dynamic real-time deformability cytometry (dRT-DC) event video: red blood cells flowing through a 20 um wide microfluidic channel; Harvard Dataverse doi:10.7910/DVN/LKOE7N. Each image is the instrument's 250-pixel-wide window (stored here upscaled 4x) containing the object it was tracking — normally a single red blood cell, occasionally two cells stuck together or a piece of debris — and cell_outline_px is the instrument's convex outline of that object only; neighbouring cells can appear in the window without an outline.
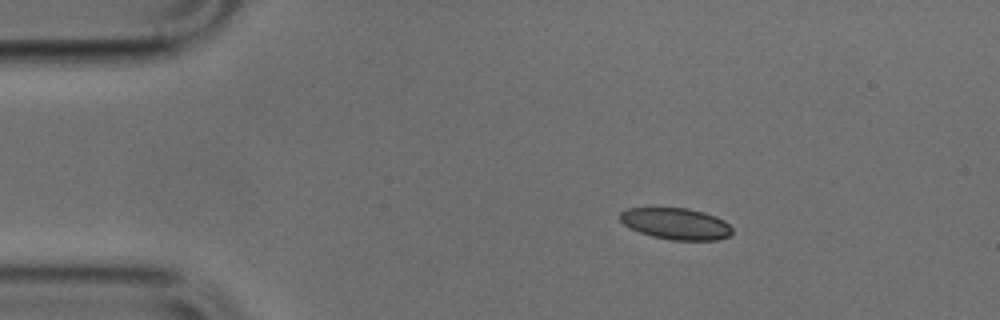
{"species": "common noctule bat (a hibernating species)", "species_latin": "Nyctalus noctula", "temperature_condition": "cold", "stored_images_in_passage": 10, "camera_frame_rate_fps": 3000, "um_per_image_px": 0.085, "animal": {"sex": "male", "body_mass_g": 17.9, "forearm_length_mm": 54.2}, "frame": {"image": 1, "passage_image": 1, "time_ms": 0.0, "image_size_px": [1000, 320], "cell_outline_px": [[732, 232], [728, 236], [716, 240], [672, 240], [652, 236], [640, 232], [624, 224], [620, 220], [620, 212], [628, 208], [688, 208], [704, 212], [716, 216], [724, 220], [732, 228]], "centroid_in_image_um": [57.47, 19.01], "position_along_channel_um": 27.5, "area_um2": 20.46}}
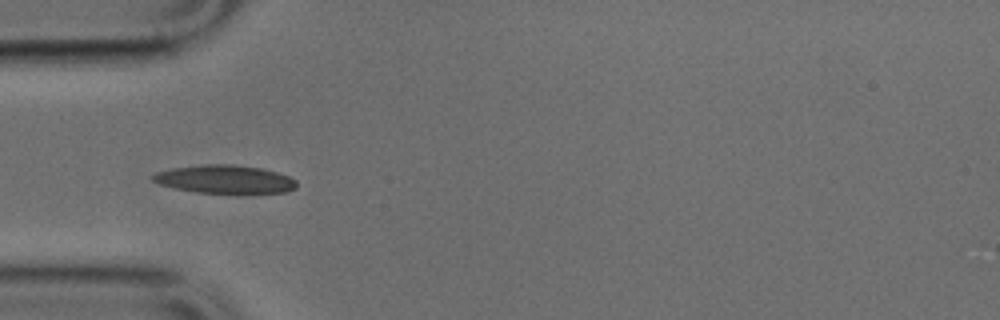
{"frame": {"image": 2, "passage_image": 8, "time_ms": 2.333, "image_size_px": [1000, 320], "cell_outline_px": [[296, 188], [288, 192], [196, 192], [176, 188], [160, 184], [152, 180], [152, 176], [156, 172], [172, 168], [204, 164], [232, 164], [260, 168], [276, 172], [288, 176], [296, 180]], "centroid_in_image_um": [19.1, 15.22], "position_along_channel_um": 65.9, "area_um2": 23.24}}